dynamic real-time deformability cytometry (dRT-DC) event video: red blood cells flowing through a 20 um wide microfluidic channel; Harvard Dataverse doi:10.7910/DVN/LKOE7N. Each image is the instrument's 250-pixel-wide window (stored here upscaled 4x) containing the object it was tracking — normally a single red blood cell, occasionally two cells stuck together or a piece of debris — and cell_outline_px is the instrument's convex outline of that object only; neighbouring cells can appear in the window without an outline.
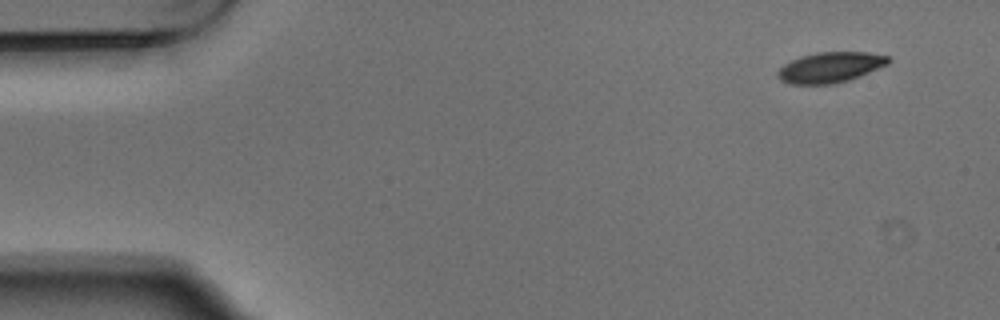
{"species": "Egyptian fruit bat (a non-hibernating species)", "species_latin": "Rousettus aegyptiacus", "temperature_condition": "warm", "stored_images_in_passage": 5, "camera_frame_rate_fps": 3000, "um_per_image_px": 0.085, "animal": {"sex": "male"}, "frame": {"image": 1, "passage_image": 1, "time_ms": 0.0, "image_size_px": [1000, 320], "cell_outline_px": [[888, 64], [860, 76], [848, 80], [832, 84], [788, 84], [780, 80], [776, 76], [776, 72], [784, 64], [800, 56], [816, 52], [868, 52], [888, 56]], "centroid_in_image_um": [70.52, 5.73], "position_along_channel_um": 14.5, "area_um2": 19.65}}
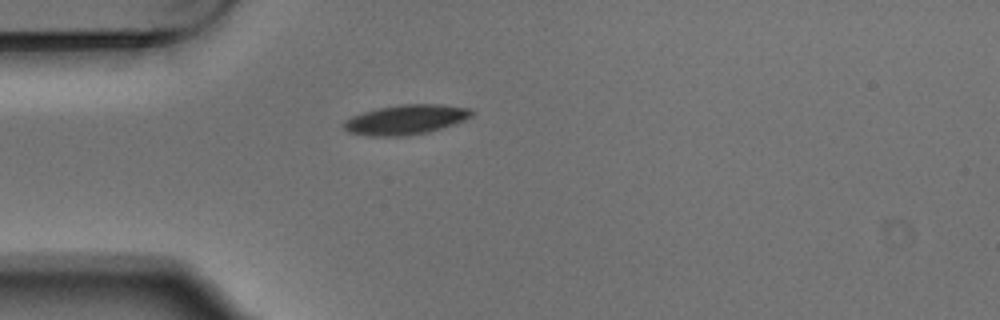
{"frame": {"image": 2, "passage_image": 4, "time_ms": 1.0, "image_size_px": [1000, 320], "cell_outline_px": [[476, 112], [472, 116], [464, 120], [428, 132], [404, 136], [368, 136], [348, 132], [344, 128], [344, 120], [352, 116], [364, 112], [380, 108], [400, 104], [440, 104], [472, 108]], "centroid_in_image_um": [34.52, 10.16], "position_along_channel_um": 50.5, "area_um2": 22.14}}